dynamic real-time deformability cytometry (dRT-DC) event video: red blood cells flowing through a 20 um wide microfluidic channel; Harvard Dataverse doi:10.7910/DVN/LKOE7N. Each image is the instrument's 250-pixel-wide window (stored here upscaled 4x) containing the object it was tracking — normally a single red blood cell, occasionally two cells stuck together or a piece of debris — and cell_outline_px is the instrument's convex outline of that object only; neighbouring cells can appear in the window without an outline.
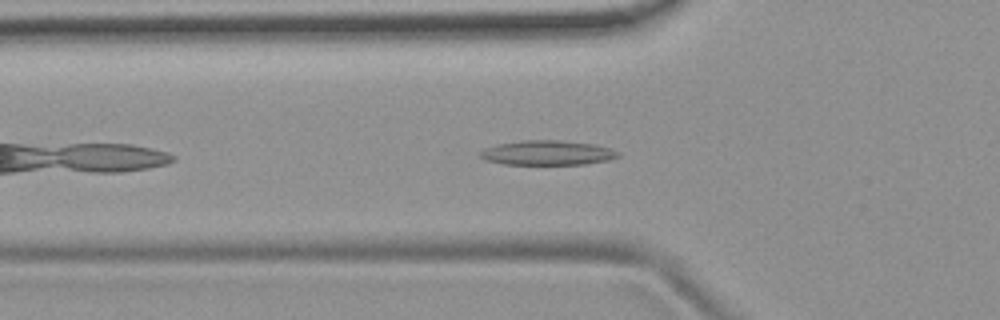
{"species": "common noctule bat (a hibernating species)", "species_latin": "Nyctalus noctula", "temperature_condition": "room temperature", "stored_images_in_passage": 42, "camera_frame_rate_fps": 3000, "um_per_image_px": 0.085, "animal": {"sex": "female", "body_mass_g": 19.9}, "frame": {"image": 1, "passage_image": 6, "time_ms": 1.667, "image_size_px": [1000, 320], "cell_outline_px": [[620, 156], [608, 160], [584, 164], [504, 164], [484, 160], [480, 156], [480, 152], [484, 148], [496, 144], [524, 140], [560, 140], [596, 144], [612, 148], [620, 152]], "centroid_in_image_um": [46.55, 12.98], "position_along_channel_um": 79.2, "area_um2": 19.94}}
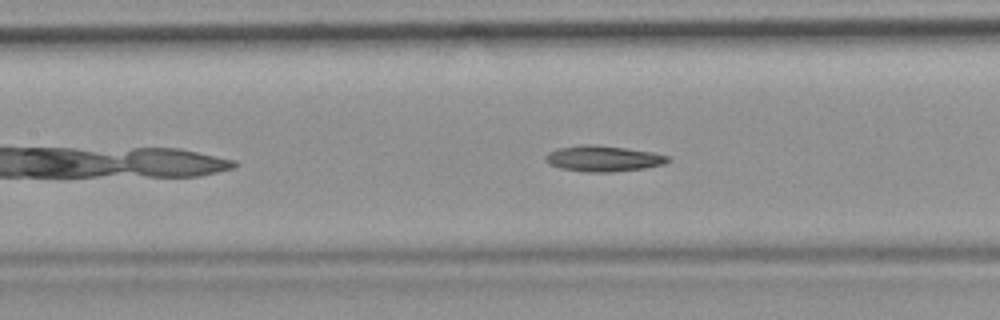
{"frame": {"image": 2, "passage_image": 12, "time_ms": 3.667, "image_size_px": [1000, 320], "cell_outline_px": [[672, 160], [664, 164], [644, 168], [612, 172], [584, 172], [560, 168], [548, 164], [544, 160], [544, 156], [548, 152], [560, 148], [580, 144], [592, 144], [656, 152], [672, 156]], "centroid_in_image_um": [51.3, 13.48], "position_along_channel_um": 156.1, "area_um2": 18.73}}
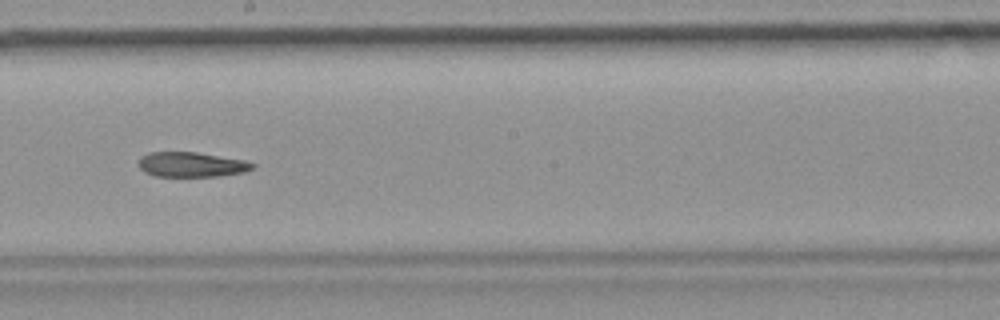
{"frame": {"image": 3, "passage_image": 18, "time_ms": 5.667, "image_size_px": [1000, 320], "cell_outline_px": [[256, 164], [252, 168], [244, 172], [216, 176], [156, 176], [144, 172], [140, 168], [140, 156], [148, 152], [196, 152], [244, 160]], "centroid_in_image_um": [16.25, 13.98], "position_along_channel_um": 231.9, "area_um2": 16.36}}